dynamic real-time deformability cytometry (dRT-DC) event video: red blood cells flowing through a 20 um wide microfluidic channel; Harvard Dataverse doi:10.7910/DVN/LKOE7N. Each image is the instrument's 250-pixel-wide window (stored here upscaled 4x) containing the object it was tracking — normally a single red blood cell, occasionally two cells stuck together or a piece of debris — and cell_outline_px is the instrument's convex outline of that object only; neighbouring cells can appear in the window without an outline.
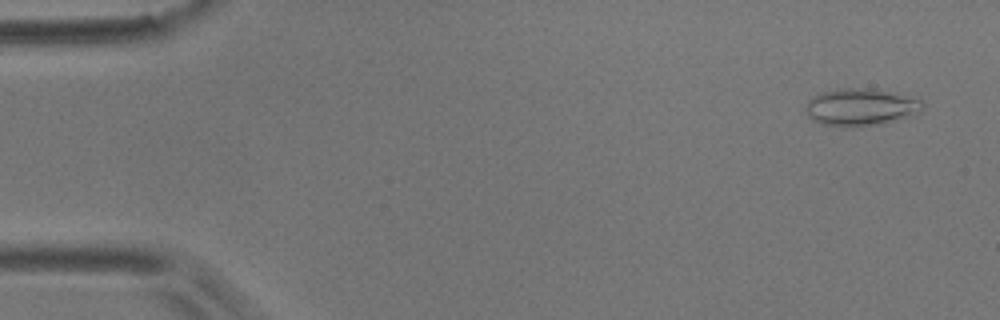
{"species": "common noctule bat (a hibernating species)", "species_latin": "Nyctalus noctula", "temperature_condition": "room temperature", "stored_images_in_passage": 6, "camera_frame_rate_fps": 3000, "um_per_image_px": 0.085, "animal": {"sex": "male", "body_mass_g": 17.9}, "frame": {"image": 1, "passage_image": 1, "time_ms": 0.0, "image_size_px": [1000, 320], "cell_outline_px": [[924, 108], [916, 116], [884, 124], [856, 128], [820, 124], [812, 120], [804, 112], [804, 108], [808, 100], [812, 96], [820, 92], [840, 88], [876, 88], [924, 100]], "centroid_in_image_um": [73.19, 9.12], "position_along_channel_um": 11.8, "area_um2": 26.47}}